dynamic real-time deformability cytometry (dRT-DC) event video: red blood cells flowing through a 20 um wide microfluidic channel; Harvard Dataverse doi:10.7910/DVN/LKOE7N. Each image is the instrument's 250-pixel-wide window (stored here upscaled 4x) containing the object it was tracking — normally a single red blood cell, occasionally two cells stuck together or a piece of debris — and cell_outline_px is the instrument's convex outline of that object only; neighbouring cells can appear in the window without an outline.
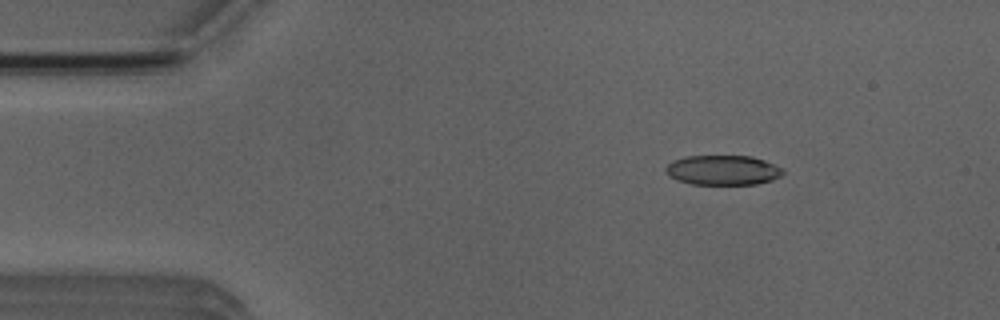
{"species": "Egyptian fruit bat (a non-hibernating species)", "species_latin": "Rousettus aegyptiacus", "temperature_condition": "room temperature", "stored_images_in_passage": 51, "camera_frame_rate_fps": 3000, "um_per_image_px": 0.085, "animal": {"sex": "male"}, "frame": {"image": 1, "passage_image": 7, "time_ms": 2.0, "image_size_px": [1000, 320], "cell_outline_px": [[784, 172], [780, 176], [772, 180], [756, 184], [692, 184], [676, 180], [668, 176], [664, 168], [672, 160], [684, 156], [752, 156], [764, 160], [784, 168]], "centroid_in_image_um": [61.42, 14.46], "position_along_channel_um": 23.6, "area_um2": 20.52}}
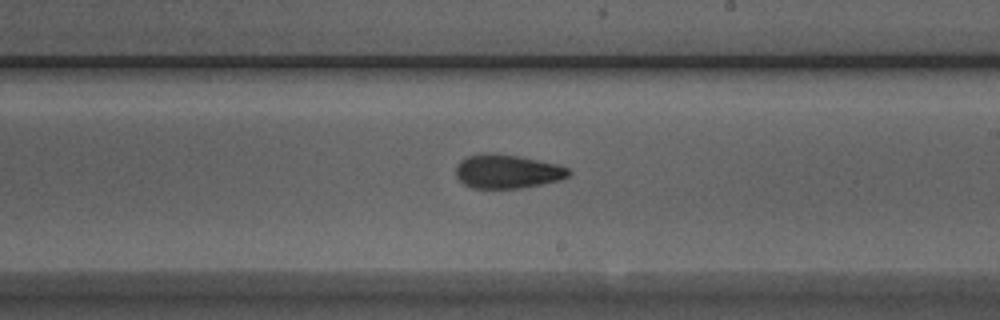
{"frame": {"image": 2, "passage_image": 29, "time_ms": 9.333, "image_size_px": [1000, 320], "cell_outline_px": [[572, 172], [568, 176], [560, 180], [520, 188], [472, 188], [464, 184], [456, 176], [456, 168], [460, 160], [468, 156], [484, 152], [496, 152], [520, 156], [556, 164], [568, 168]], "centroid_in_image_um": [43.1, 14.55], "position_along_channel_um": 245.9, "area_um2": 22.37}}
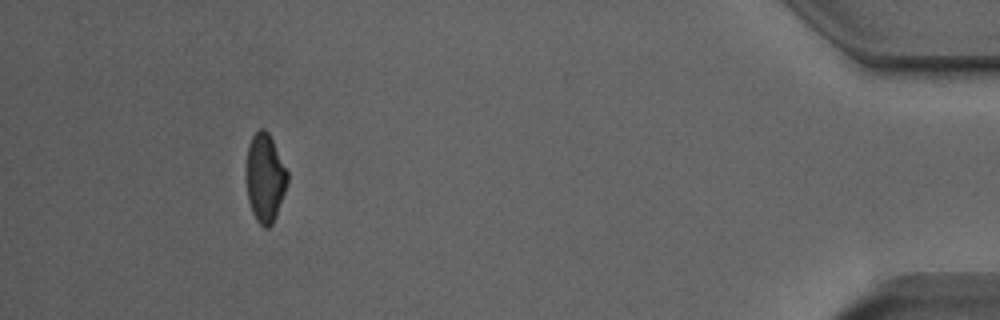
{"frame": {"image": 3, "passage_image": 47, "time_ms": 15.333, "image_size_px": [1000, 320], "cell_outline_px": [[288, 184], [276, 216], [272, 224], [268, 228], [264, 228], [256, 220], [252, 212], [248, 200], [248, 144], [252, 136], [260, 128], [264, 128], [268, 132], [288, 172]], "centroid_in_image_um": [22.56, 15.14], "position_along_channel_um": 412.6, "area_um2": 20.87}, "authors_computed_cell_mechanics": {"area_um2": 22.1374, "velocity_mm_per_s": 3.9369, "shape_relaxation_time_tau1_ms": 5.5043, "shape_relaxation_time_tau2_ms": 2.4226, "deformation_change_tau1": 0.1587, "deformation_change_tau2": 0.0995}}